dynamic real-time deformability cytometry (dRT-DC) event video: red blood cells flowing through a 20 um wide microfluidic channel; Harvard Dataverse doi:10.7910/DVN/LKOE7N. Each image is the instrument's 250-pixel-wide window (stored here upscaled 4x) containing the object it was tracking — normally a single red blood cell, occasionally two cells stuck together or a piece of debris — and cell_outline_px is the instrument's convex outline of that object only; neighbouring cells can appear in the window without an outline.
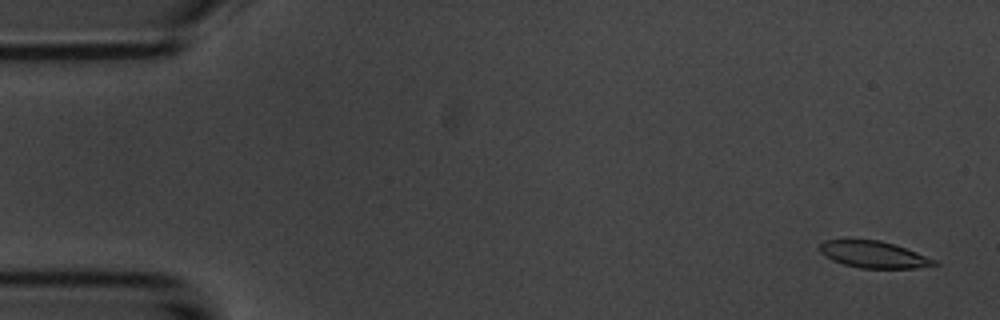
{"species": "common noctule bat (a hibernating species)", "species_latin": "Nyctalus noctula", "temperature_condition": "room temperature", "stored_images_in_passage": 54, "camera_frame_rate_fps": 3000, "um_per_image_px": 0.085, "animal": {"sex": "male", "body_mass_g": 20.1, "forearm_length_mm": 53.5}, "frame": {"image": 1, "passage_image": 2, "time_ms": 0.333, "image_size_px": [1000, 320], "cell_outline_px": [[940, 264], [916, 268], [860, 268], [844, 264], [832, 260], [824, 256], [820, 252], [820, 244], [824, 240], [880, 240], [916, 252], [936, 260]], "centroid_in_image_um": [74.25, 21.64], "position_along_channel_um": 10.8, "area_um2": 17.63}}
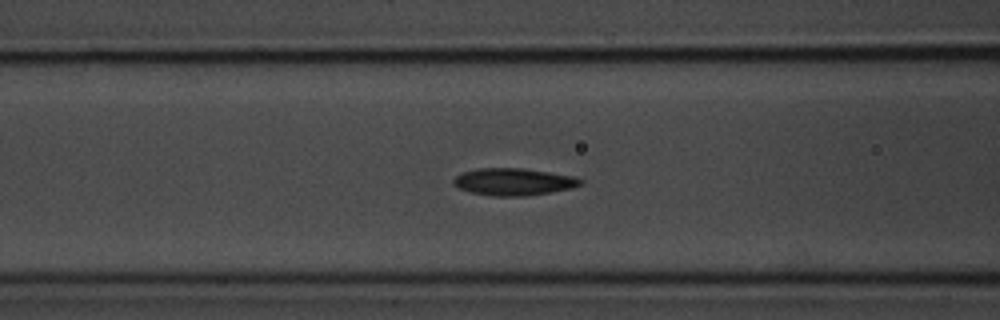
{"frame": {"image": 2, "passage_image": 21, "time_ms": 6.667, "image_size_px": [1000, 320], "cell_outline_px": [[584, 180], [580, 184], [572, 188], [552, 192], [524, 196], [492, 196], [472, 192], [460, 188], [452, 184], [452, 180], [456, 176], [464, 172], [476, 168], [520, 168], [548, 172], [572, 176]], "centroid_in_image_um": [43.64, 15.45], "position_along_channel_um": 123.0, "area_um2": 19.94}}
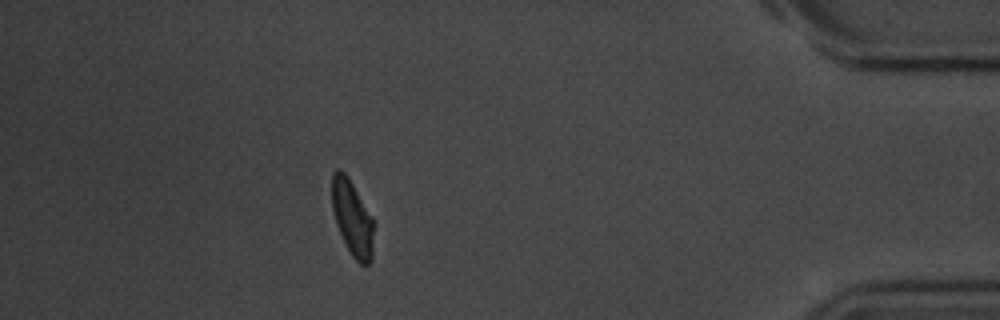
{"frame": {"image": 3, "passage_image": 48, "time_ms": 15.667, "image_size_px": [1000, 320], "cell_outline_px": [[372, 260], [368, 264], [360, 264], [352, 256], [336, 224], [332, 208], [332, 172], [336, 168], [340, 168], [348, 176], [372, 216]], "centroid_in_image_um": [29.92, 18.48], "position_along_channel_um": 405.3, "area_um2": 18.15}, "authors_computed_cell_mechanics": {"area_um2": 19.074, "velocity_mm_per_s": 3.6833, "shape_relaxation_time_tau1_ms": 2.3521, "shape_relaxation_time_tau2_ms": 2.2205, "deformation_change_tau1": 0.1169, "deformation_change_tau2": 0.0873}}